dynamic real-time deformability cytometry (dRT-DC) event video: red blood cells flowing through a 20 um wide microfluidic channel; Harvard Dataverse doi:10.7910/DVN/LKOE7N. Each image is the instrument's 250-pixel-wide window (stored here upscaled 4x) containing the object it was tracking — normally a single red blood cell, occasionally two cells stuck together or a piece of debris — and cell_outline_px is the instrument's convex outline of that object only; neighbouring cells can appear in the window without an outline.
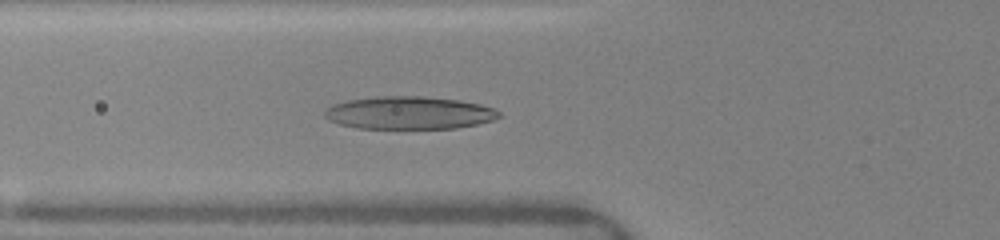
{"species": "human", "species_latin": "Homo sapiens", "temperature_condition": "warm", "stored_images_in_passage": 43, "camera_frame_rate_fps": 3000, "um_per_image_px": 0.085, "donor": {"sex": "female"}, "frame": {"image": 1, "passage_image": 12, "time_ms": 6.0, "image_size_px": [1000, 240], "cell_outline_px": [[500, 116], [492, 120], [476, 124], [456, 128], [356, 128], [340, 124], [328, 120], [324, 116], [324, 112], [332, 104], [348, 100], [376, 96], [424, 96], [460, 100], [480, 104], [492, 108], [500, 112]], "centroid_in_image_um": [34.75, 9.58], "position_along_channel_um": 91.1, "area_um2": 33.23}}
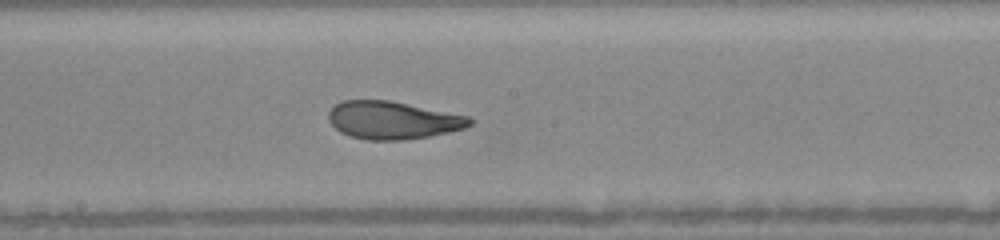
{"frame": {"image": 2, "passage_image": 19, "time_ms": 9.0, "image_size_px": [1000, 240], "cell_outline_px": [[472, 124], [464, 128], [448, 132], [428, 136], [404, 140], [368, 140], [348, 136], [340, 132], [328, 120], [328, 112], [336, 104], [344, 100], [388, 100], [468, 116], [472, 120]], "centroid_in_image_um": [33.35, 10.22], "position_along_channel_um": 214.9, "area_um2": 30.87}}
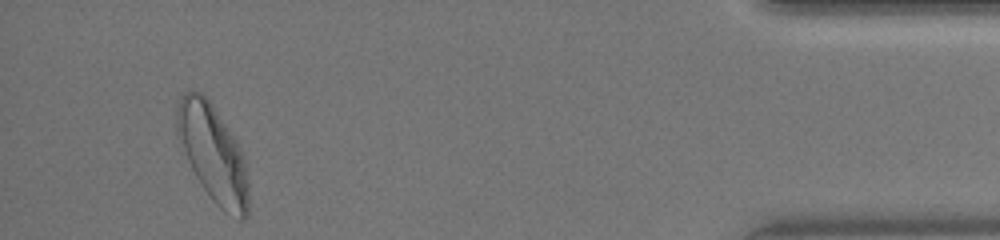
{"frame": {"image": 3, "passage_image": 41, "time_ms": 15.333, "image_size_px": [1000, 240], "cell_outline_px": [[248, 216], [244, 220], [240, 220], [224, 212], [212, 200], [196, 176], [188, 160], [176, 132], [176, 112], [180, 96], [184, 92], [192, 88], [200, 92], [208, 100], [236, 140], [244, 156], [248, 184]], "centroid_in_image_um": [18.1, 13.06], "position_along_channel_um": 417.1, "area_um2": 40.17}, "authors_computed_cell_mechanics": {"area_um2": 32.079, "velocity_mm_per_s": 4.1069, "shape_relaxation_time_tau1_ms": 5.2902, "shape_relaxation_time_tau2_ms": 1.1732, "deformation_change_tau1": 0.2076, "deformation_change_tau2": 0.0812}}